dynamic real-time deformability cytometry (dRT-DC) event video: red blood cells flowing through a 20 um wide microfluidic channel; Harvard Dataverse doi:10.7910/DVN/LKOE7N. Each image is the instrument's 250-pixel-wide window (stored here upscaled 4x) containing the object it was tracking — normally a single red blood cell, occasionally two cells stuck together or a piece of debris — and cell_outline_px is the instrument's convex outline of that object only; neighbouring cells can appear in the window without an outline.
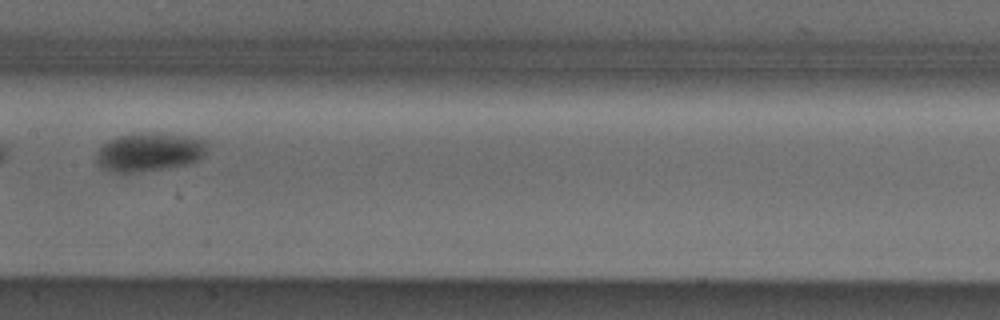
{"species": "Egyptian fruit bat (a non-hibernating species)", "species_latin": "Rousettus aegyptiacus", "temperature_condition": "cold", "stored_images_in_passage": 5, "camera_frame_rate_fps": 3000, "um_per_image_px": 0.085, "animal": {"sex": "male"}, "frame": {"image": 1, "passage_image": 5, "time_ms": 1.333, "image_size_px": [1000, 320], "cell_outline_px": [[204, 152], [200, 160], [188, 164], [168, 168], [132, 172], [116, 172], [100, 168], [96, 160], [96, 152], [108, 140], [132, 132], [160, 132], [184, 136], [204, 140]], "centroid_in_image_um": [12.63, 12.91], "position_along_channel_um": 194.8, "area_um2": 24.91}}